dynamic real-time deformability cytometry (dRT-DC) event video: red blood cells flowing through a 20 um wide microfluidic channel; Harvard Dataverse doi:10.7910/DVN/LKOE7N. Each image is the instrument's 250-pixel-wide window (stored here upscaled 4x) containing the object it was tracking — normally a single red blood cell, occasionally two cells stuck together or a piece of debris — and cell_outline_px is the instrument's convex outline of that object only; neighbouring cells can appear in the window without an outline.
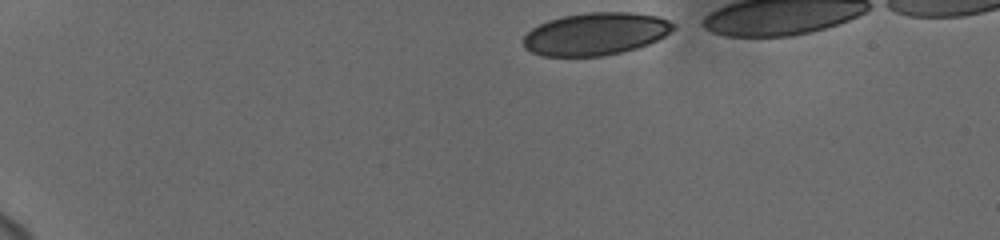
{"species": "human", "species_latin": "Homo sapiens", "temperature_condition": "cold", "stored_images_in_passage": 43, "camera_frame_rate_fps": 3000, "um_per_image_px": 0.085, "donor": {"sex": "female"}, "frame": {"image": 1, "passage_image": 1, "time_ms": 0.0, "image_size_px": [1000, 240], "cell_outline_px": [[676, 28], [664, 36], [648, 44], [636, 48], [604, 56], [544, 56], [532, 52], [524, 48], [524, 36], [532, 28], [548, 20], [564, 16], [588, 12], [632, 12], [656, 16], [668, 20], [676, 24]], "centroid_in_image_um": [50.64, 2.88], "position_along_channel_um": 34.4, "area_um2": 37.05}}
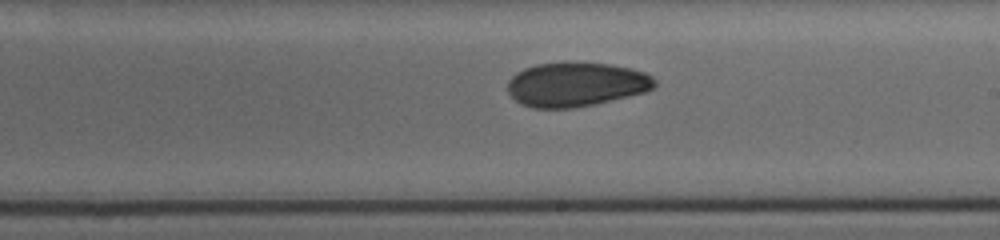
{"frame": {"image": 2, "passage_image": 25, "time_ms": 8.0, "image_size_px": [1000, 240], "cell_outline_px": [[656, 84], [652, 88], [644, 92], [596, 104], [572, 108], [532, 108], [520, 104], [508, 92], [508, 80], [516, 72], [524, 68], [536, 64], [568, 60], [612, 64], [632, 68], [648, 72], [656, 80]], "centroid_in_image_um": [48.97, 7.14], "position_along_channel_um": 240.0, "area_um2": 38.73}}
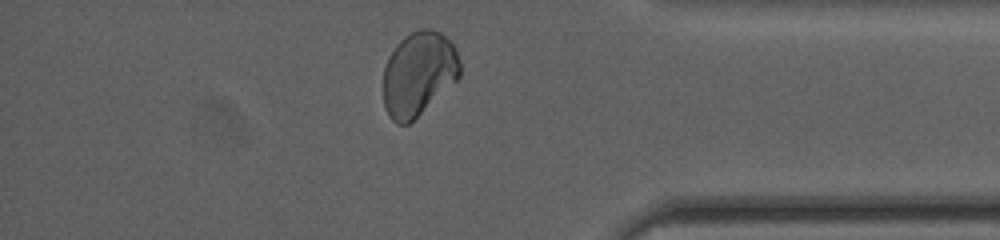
{"frame": {"image": 3, "passage_image": 39, "time_ms": 12.667, "image_size_px": [1000, 240], "cell_outline_px": [[460, 76], [456, 80], [408, 124], [396, 124], [388, 116], [384, 108], [384, 68], [388, 56], [396, 44], [404, 36], [420, 28], [432, 28], [440, 32], [452, 40], [460, 60]], "centroid_in_image_um": [35.57, 6.23], "position_along_channel_um": 399.6, "area_um2": 37.69}}